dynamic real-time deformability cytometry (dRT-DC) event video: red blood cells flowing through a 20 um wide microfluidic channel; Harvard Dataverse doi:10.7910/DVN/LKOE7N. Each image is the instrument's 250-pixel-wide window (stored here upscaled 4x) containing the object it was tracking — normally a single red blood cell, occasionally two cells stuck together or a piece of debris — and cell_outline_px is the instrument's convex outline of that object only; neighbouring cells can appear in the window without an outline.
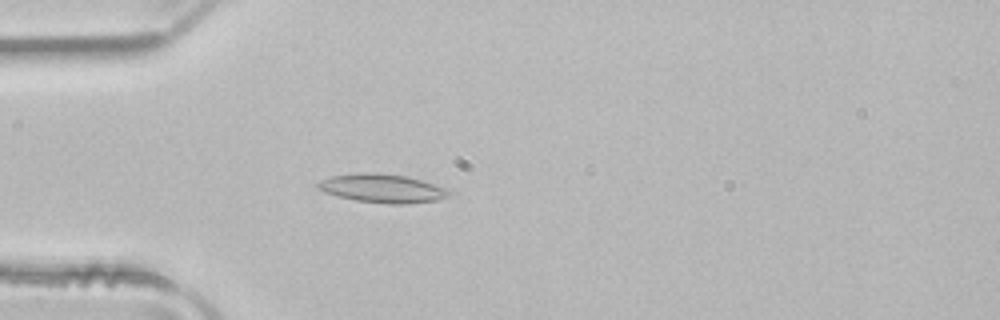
{"species": "common noctule bat (a hibernating species)", "species_latin": "Nyctalus noctula", "temperature_condition": "room temperature", "stored_images_in_passage": 52, "camera_frame_rate_fps": 3000, "um_per_image_px": 0.085, "animal": {"sex": "male", "body_mass_g": 21.5, "forearm_length_mm": 52.0}, "frame": {"image": 1, "passage_image": 15, "time_ms": 4.667, "image_size_px": [1000, 320], "cell_outline_px": [[456, 192], [452, 196], [436, 200], [408, 204], [388, 204], [356, 200], [324, 192], [316, 188], [316, 184], [320, 180], [328, 176], [356, 172], [372, 172], [408, 176], [452, 188]], "centroid_in_image_um": [32.59, 16.0], "position_along_channel_um": 52.4, "area_um2": 22.6}}
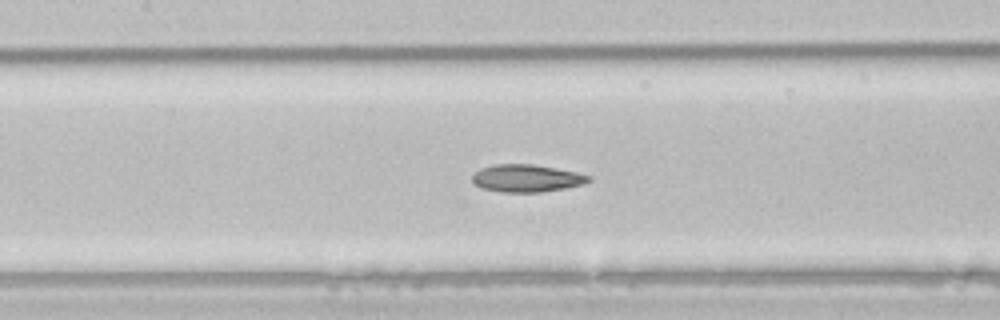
{"frame": {"image": 2, "passage_image": 24, "time_ms": 7.667, "image_size_px": [1000, 320], "cell_outline_px": [[592, 180], [584, 184], [564, 188], [540, 192], [500, 192], [480, 188], [472, 180], [472, 176], [480, 168], [492, 164], [532, 164], [556, 168], [576, 172], [592, 176]], "centroid_in_image_um": [44.76, 15.15], "position_along_channel_um": 162.6, "area_um2": 18.73}}
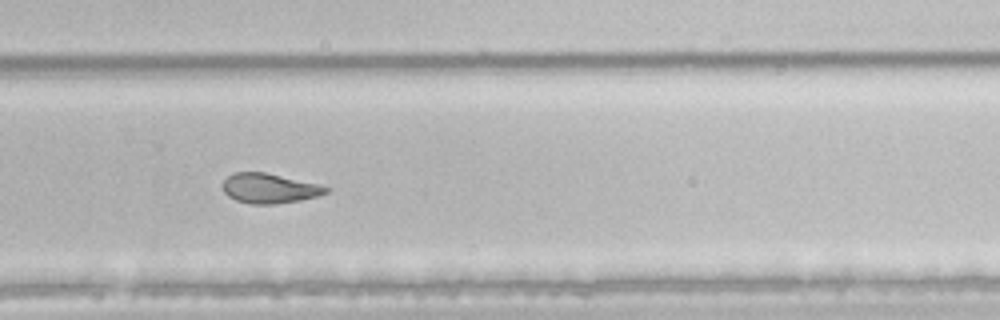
{"frame": {"image": 3, "passage_image": 35, "time_ms": 11.333, "image_size_px": [1000, 320], "cell_outline_px": [[328, 192], [316, 196], [300, 200], [276, 204], [248, 204], [236, 200], [228, 196], [224, 192], [224, 180], [232, 172], [264, 172], [320, 184], [328, 188]], "centroid_in_image_um": [22.88, 16.01], "position_along_channel_um": 306.9, "area_um2": 17.86}, "authors_computed_cell_mechanics": {"area_um2": 20.9236, "velocity_mm_per_s": 3.9567, "shape_relaxation_time_tau1_ms": null, "shape_relaxation_time_tau2_ms": 2.9682, "deformation_change_tau1": null, "deformation_change_tau2": 0.0967}}